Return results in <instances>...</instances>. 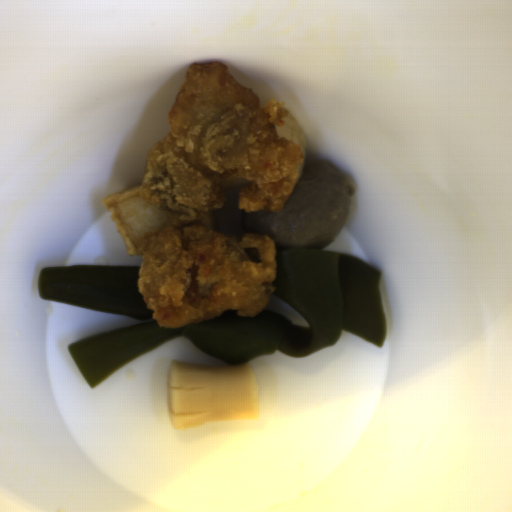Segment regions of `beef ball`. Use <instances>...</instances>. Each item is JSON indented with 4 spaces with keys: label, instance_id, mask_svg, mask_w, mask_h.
Returning <instances> with one entry per match:
<instances>
[{
    "label": "beef ball",
    "instance_id": "1",
    "mask_svg": "<svg viewBox=\"0 0 512 512\" xmlns=\"http://www.w3.org/2000/svg\"><path fill=\"white\" fill-rule=\"evenodd\" d=\"M354 190L331 161L305 154L302 174L284 206L268 213L242 210L247 234L269 237L274 249H324L337 238Z\"/></svg>",
    "mask_w": 512,
    "mask_h": 512
}]
</instances>
